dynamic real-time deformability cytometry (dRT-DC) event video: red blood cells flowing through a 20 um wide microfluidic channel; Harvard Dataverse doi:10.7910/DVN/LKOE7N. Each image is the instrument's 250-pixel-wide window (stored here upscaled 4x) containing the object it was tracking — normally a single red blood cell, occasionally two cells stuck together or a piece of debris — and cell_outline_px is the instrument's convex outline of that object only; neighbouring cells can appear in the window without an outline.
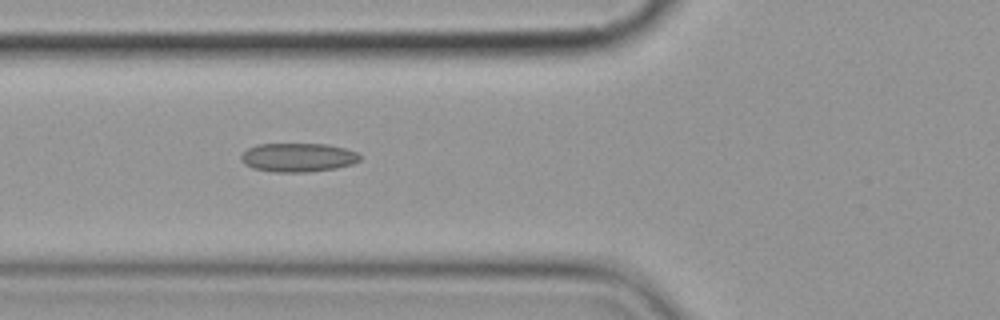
{"species": "common noctule bat (a hibernating species)", "species_latin": "Nyctalus noctula", "temperature_condition": "cold", "stored_images_in_passage": 4, "camera_frame_rate_fps": 3000, "um_per_image_px": 0.085, "animal": {"sex": "female", "body_mass_g": 19.9}, "frame": {"image": 1, "passage_image": 3, "time_ms": 2.333, "image_size_px": [1000, 320], "cell_outline_px": [[360, 160], [352, 164], [336, 168], [308, 172], [272, 172], [252, 168], [244, 164], [240, 160], [240, 156], [248, 148], [256, 144], [328, 144], [344, 148], [356, 152], [360, 156]], "centroid_in_image_um": [25.3, 13.38], "position_along_channel_um": 100.5, "area_um2": 20.06}}
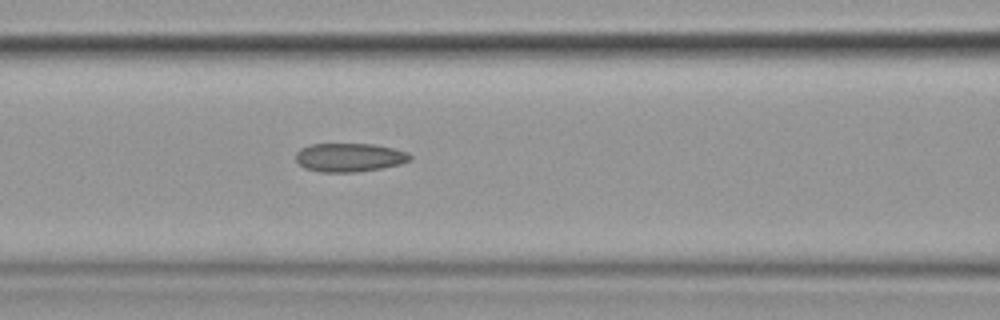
{"frame": {"image": 2, "passage_image": 4, "time_ms": 3.333, "image_size_px": [1000, 320], "cell_outline_px": [[412, 160], [400, 164], [380, 168], [356, 172], [320, 172], [304, 168], [296, 160], [296, 152], [300, 148], [312, 144], [372, 144], [392, 148], [408, 152], [412, 156]], "centroid_in_image_um": [29.7, 13.38], "position_along_channel_um": 136.9, "area_um2": 19.07}}